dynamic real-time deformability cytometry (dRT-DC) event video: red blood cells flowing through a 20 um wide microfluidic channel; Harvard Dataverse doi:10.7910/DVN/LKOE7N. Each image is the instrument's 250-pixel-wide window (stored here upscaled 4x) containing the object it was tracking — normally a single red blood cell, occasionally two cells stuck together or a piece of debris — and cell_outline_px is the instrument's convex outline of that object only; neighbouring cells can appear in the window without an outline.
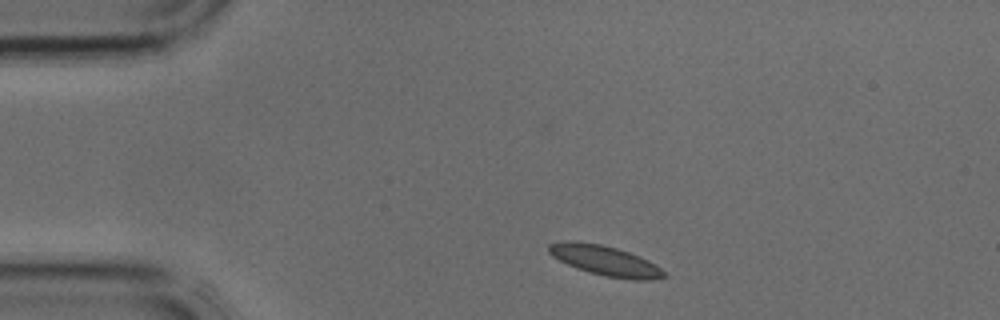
{"species": "common noctule bat (a hibernating species)", "species_latin": "Nyctalus noctula", "temperature_condition": "cold", "stored_images_in_passage": 2, "camera_frame_rate_fps": 3000, "um_per_image_px": 0.085, "animal": {"sex": "male", "body_mass_g": 17.9, "forearm_length_mm": 54.2}, "frame": {"image": 1, "passage_image": 1, "time_ms": 0.0, "image_size_px": [1000, 320], "cell_outline_px": [[668, 276], [652, 280], [632, 280], [604, 276], [588, 272], [576, 268], [552, 256], [548, 252], [548, 244], [564, 240], [576, 240], [600, 244], [616, 248], [628, 252], [648, 260], [660, 268]], "centroid_in_image_um": [51.41, 22.15], "position_along_channel_um": 33.6, "area_um2": 20.23}}